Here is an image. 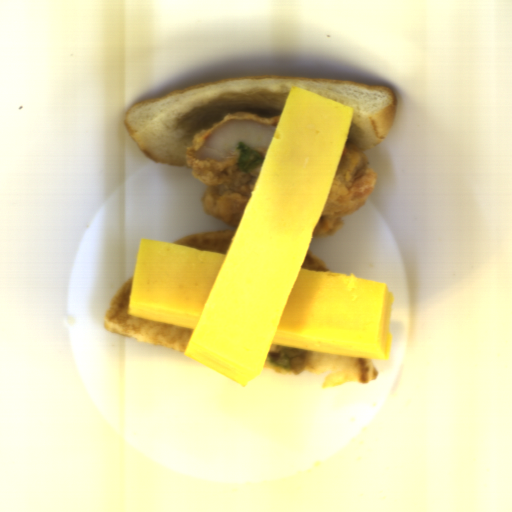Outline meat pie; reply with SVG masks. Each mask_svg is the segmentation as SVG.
I'll return each mask as SVG.
<instances>
[{
  "mask_svg": "<svg viewBox=\"0 0 512 512\" xmlns=\"http://www.w3.org/2000/svg\"><path fill=\"white\" fill-rule=\"evenodd\" d=\"M279 116L258 117L255 112L236 111L213 122L209 129L191 135L185 147V166L204 184L200 195L204 214L221 220L235 232L254 189L263 163L244 172L236 169L238 141L266 157Z\"/></svg>",
  "mask_w": 512,
  "mask_h": 512,
  "instance_id": "obj_1",
  "label": "meat pie"
},
{
  "mask_svg": "<svg viewBox=\"0 0 512 512\" xmlns=\"http://www.w3.org/2000/svg\"><path fill=\"white\" fill-rule=\"evenodd\" d=\"M365 151L346 141L337 170L313 237L334 236L344 225L343 217L366 205L377 184V172L368 167Z\"/></svg>",
  "mask_w": 512,
  "mask_h": 512,
  "instance_id": "obj_2",
  "label": "meat pie"
}]
</instances>
